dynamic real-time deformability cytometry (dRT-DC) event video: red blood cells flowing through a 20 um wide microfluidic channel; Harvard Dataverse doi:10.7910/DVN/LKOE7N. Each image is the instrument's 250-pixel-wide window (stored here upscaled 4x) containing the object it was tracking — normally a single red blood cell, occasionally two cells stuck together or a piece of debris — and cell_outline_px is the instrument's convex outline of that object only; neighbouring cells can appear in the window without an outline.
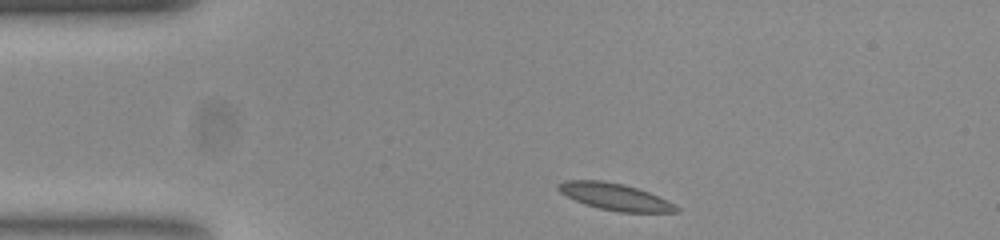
{"species": "common noctule bat (a hibernating species)", "species_latin": "Nyctalus noctula", "temperature_condition": "room temperature", "stored_images_in_passage": 43, "camera_frame_rate_fps": 3000, "um_per_image_px": 0.085, "animal": {"sex": "female", "body_mass_g": 23.0, "forearm_length_mm": 53.4}, "frame": {"image": 1, "passage_image": 1, "time_ms": 0.0, "image_size_px": [1000, 240], "cell_outline_px": [[680, 208], [676, 212], [620, 212], [600, 208], [576, 200], [560, 192], [556, 188], [556, 184], [564, 180], [600, 180], [624, 184], [648, 192]], "centroid_in_image_um": [52.21, 16.7], "position_along_channel_um": 32.8, "area_um2": 17.98}}
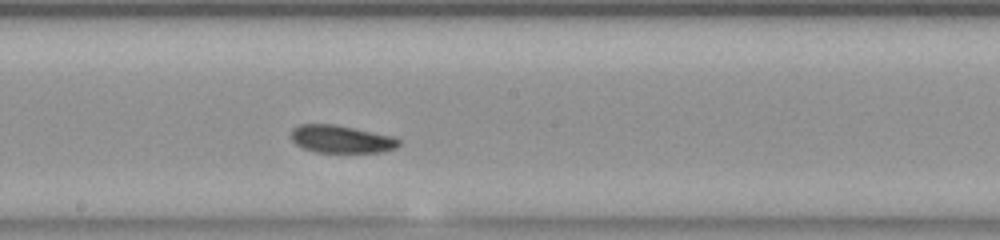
{"frame": {"image": 2, "passage_image": 19, "time_ms": 6.0, "image_size_px": [1000, 240], "cell_outline_px": [[400, 144], [396, 148], [380, 152], [316, 152], [304, 148], [296, 144], [292, 140], [292, 128], [300, 124], [336, 124], [392, 136], [400, 140]], "centroid_in_image_um": [29.0, 11.82], "position_along_channel_um": 219.2, "area_um2": 17.28}}
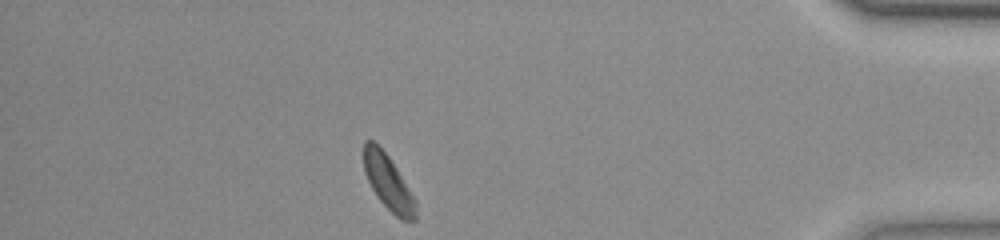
{"frame": {"image": 3, "passage_image": 37, "time_ms": 12.0, "image_size_px": [1000, 240], "cell_outline_px": [[416, 220], [400, 220], [380, 200], [372, 188], [364, 172], [364, 140], [372, 140], [388, 156], [396, 168], [416, 200]], "centroid_in_image_um": [33.0, 15.52], "position_along_channel_um": 402.2, "area_um2": 16.24}, "authors_computed_cell_mechanics": {"area_um2": 17.34, "velocity_mm_per_s": 3.8347, "shape_relaxation_time_tau1_ms": 4.0689, "shape_relaxation_time_tau2_ms": 2.3604, "deformation_change_tau1": 0.0895, "deformation_change_tau2": 0.079}}